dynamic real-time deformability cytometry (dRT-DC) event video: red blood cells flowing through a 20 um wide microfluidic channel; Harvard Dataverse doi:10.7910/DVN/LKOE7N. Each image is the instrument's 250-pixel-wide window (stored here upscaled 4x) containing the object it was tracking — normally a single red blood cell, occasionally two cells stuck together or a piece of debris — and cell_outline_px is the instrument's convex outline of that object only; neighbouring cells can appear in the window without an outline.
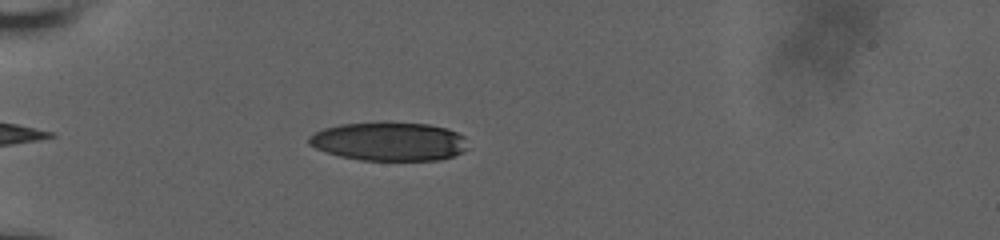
{"species": "human", "species_latin": "Homo sapiens", "temperature_condition": "room temperature", "stored_images_in_passage": 19, "camera_frame_rate_fps": 3000, "um_per_image_px": 0.085, "donor": {"sex": "male"}, "frame": {"image": 1, "passage_image": 3, "time_ms": 1.0, "image_size_px": [1000, 240], "cell_outline_px": [[468, 148], [464, 152], [440, 160], [360, 160], [340, 156], [316, 148], [308, 144], [308, 136], [324, 128], [340, 124], [380, 120], [384, 120], [428, 124], [448, 128], [464, 136]], "centroid_in_image_um": [33.08, 11.99], "position_along_channel_um": 51.9, "area_um2": 36.59}}
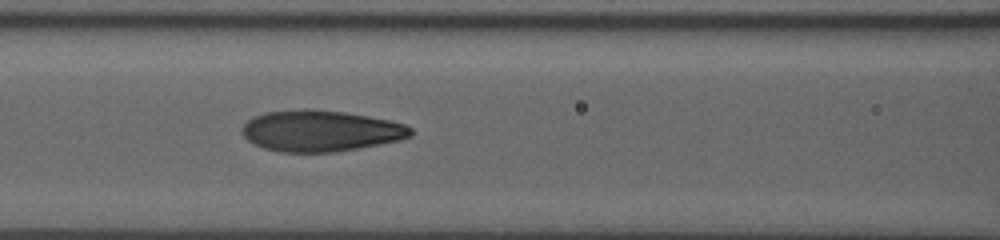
{"frame": {"image": 2, "passage_image": 10, "time_ms": 4.0, "image_size_px": [1000, 240], "cell_outline_px": [[412, 136], [400, 140], [356, 148], [332, 152], [280, 152], [264, 148], [248, 140], [244, 136], [240, 128], [252, 116], [268, 112], [304, 108], [308, 108], [344, 112], [368, 116], [388, 120], [404, 124], [412, 128]], "centroid_in_image_um": [27.23, 11.11], "position_along_channel_um": 139.4, "area_um2": 40.34}}
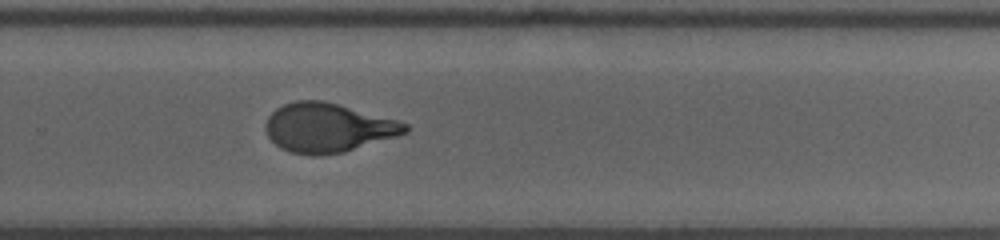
{"frame": {"image": 3, "passage_image": 19, "time_ms": 8.333, "image_size_px": [1000, 240], "cell_outline_px": [[408, 132], [396, 136], [344, 152], [320, 156], [312, 156], [288, 152], [280, 148], [268, 136], [264, 128], [264, 124], [268, 116], [276, 108], [284, 104], [296, 100], [324, 100], [400, 120], [408, 124]], "centroid_in_image_um": [27.86, 10.85], "position_along_channel_um": 301.9, "area_um2": 40.34}}